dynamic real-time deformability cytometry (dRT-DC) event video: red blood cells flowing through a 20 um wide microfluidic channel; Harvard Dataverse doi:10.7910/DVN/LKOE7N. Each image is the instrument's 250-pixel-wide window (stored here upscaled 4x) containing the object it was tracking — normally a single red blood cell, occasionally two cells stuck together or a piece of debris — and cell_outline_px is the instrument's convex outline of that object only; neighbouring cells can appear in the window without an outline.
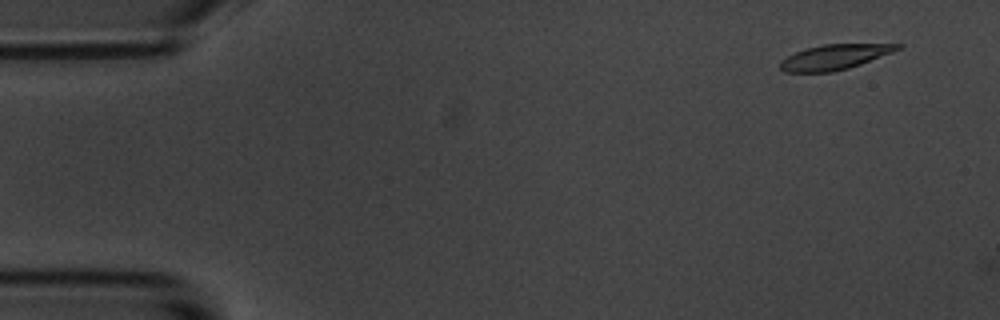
{"species": "common noctule bat (a hibernating species)", "species_latin": "Nyctalus noctula", "temperature_condition": "room temperature", "stored_images_in_passage": 4, "camera_frame_rate_fps": 3000, "um_per_image_px": 0.085, "animal": {"sex": "male", "body_mass_g": 20.1, "forearm_length_mm": 53.5}, "frame": {"image": 1, "passage_image": 2, "time_ms": 1.0, "image_size_px": [1000, 320], "cell_outline_px": [[904, 44], [900, 48], [892, 52], [860, 64], [848, 68], [832, 72], [784, 72], [780, 68], [780, 60], [804, 48], [824, 44]], "centroid_in_image_um": [70.9, 4.85], "position_along_channel_um": 14.1, "area_um2": 16.99}}